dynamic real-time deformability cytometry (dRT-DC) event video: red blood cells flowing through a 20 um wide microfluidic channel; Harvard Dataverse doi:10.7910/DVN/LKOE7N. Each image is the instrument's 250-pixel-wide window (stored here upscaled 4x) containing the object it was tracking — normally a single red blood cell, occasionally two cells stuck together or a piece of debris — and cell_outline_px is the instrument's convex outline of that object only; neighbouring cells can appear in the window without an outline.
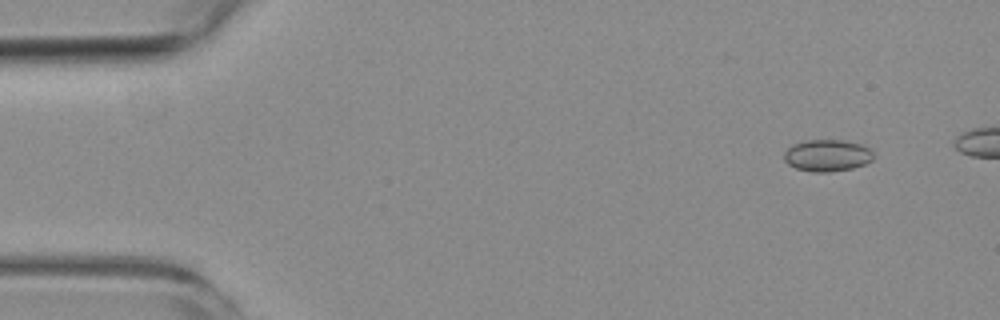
{"species": "common noctule bat (a hibernating species)", "species_latin": "Nyctalus noctula", "temperature_condition": "room temperature", "stored_images_in_passage": 5, "camera_frame_rate_fps": 3000, "um_per_image_px": 0.085, "animal": {"sex": "female", "body_mass_g": 19.3, "forearm_length_mm": 54.1}, "frame": {"image": 1, "passage_image": 2, "time_ms": 1.0, "image_size_px": [1000, 320], "cell_outline_px": [[872, 160], [864, 164], [852, 168], [828, 172], [812, 172], [796, 168], [788, 164], [784, 160], [784, 152], [792, 144], [804, 140], [844, 140], [860, 144], [868, 148], [872, 152]], "centroid_in_image_um": [70.27, 13.21], "position_along_channel_um": 14.7, "area_um2": 16.53}}